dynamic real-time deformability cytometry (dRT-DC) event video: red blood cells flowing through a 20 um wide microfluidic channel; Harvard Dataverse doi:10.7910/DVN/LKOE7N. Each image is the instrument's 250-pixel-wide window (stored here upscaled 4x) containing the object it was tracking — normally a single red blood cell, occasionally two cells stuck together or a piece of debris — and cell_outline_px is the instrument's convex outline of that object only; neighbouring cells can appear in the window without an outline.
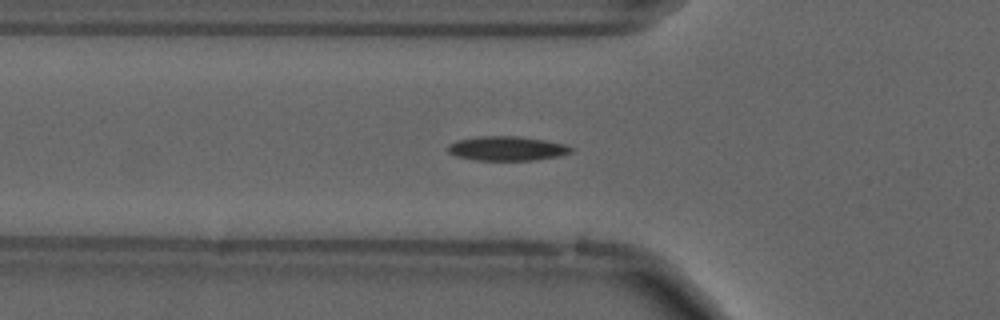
{"species": "common noctule bat (a hibernating species)", "species_latin": "Nyctalus noctula", "temperature_condition": "cold", "stored_images_in_passage": 43, "camera_frame_rate_fps": 3000, "um_per_image_px": 0.085, "animal": {"sex": "male", "forearm_length_mm": 52.5}, "frame": {"image": 1, "passage_image": 7, "time_ms": 2.0, "image_size_px": [1000, 320], "cell_outline_px": [[572, 152], [560, 156], [532, 160], [476, 160], [456, 156], [448, 152], [448, 144], [456, 140], [476, 136], [520, 136], [544, 140], [564, 144], [572, 148]], "centroid_in_image_um": [43.06, 12.61], "position_along_channel_um": 82.7, "area_um2": 17.51}, "authors_computed_cell_mechanics": {"area_um2": 15.9528, "velocity_mm_per_s": 3.687, "shape_relaxation_time_tau1_ms": 9.8479, "shape_relaxation_time_tau2_ms": null, "deformation_change_tau1": 0.1745, "deformation_change_tau2": null}}